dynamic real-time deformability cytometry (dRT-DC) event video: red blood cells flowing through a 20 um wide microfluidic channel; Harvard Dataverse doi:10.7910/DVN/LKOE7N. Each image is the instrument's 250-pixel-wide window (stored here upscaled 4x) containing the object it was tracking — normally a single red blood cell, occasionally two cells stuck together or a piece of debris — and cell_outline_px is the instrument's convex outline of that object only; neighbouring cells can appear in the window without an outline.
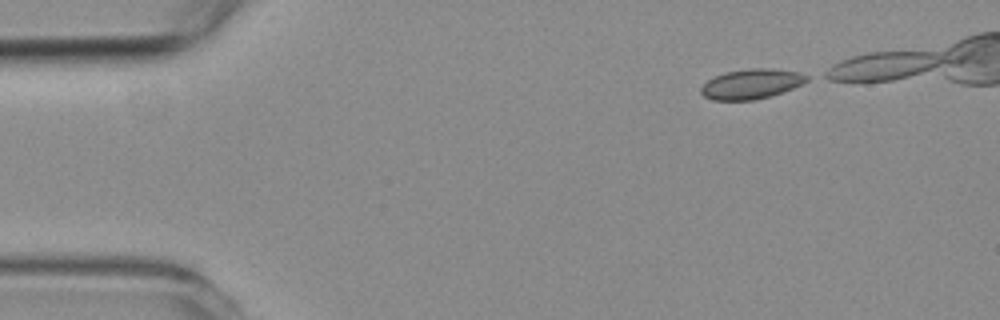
{"species": "common noctule bat (a hibernating species)", "species_latin": "Nyctalus noctula", "temperature_condition": "room temperature", "stored_images_in_passage": 17, "camera_frame_rate_fps": 3000, "um_per_image_px": 0.085, "animal": {"sex": "female", "body_mass_g": 19.3, "forearm_length_mm": 54.1}, "frame": {"image": 1, "passage_image": 1, "time_ms": 0.0, "image_size_px": [1000, 320], "cell_outline_px": [[808, 80], [792, 88], [768, 96], [752, 100], [712, 100], [704, 96], [700, 92], [700, 88], [708, 80], [724, 72], [752, 68], [772, 68], [800, 72], [808, 76]], "centroid_in_image_um": [63.84, 7.12], "position_along_channel_um": 21.2, "area_um2": 18.21}}
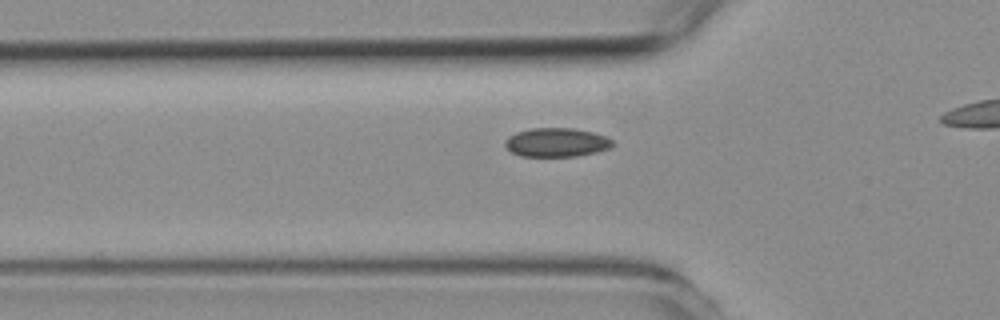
{"frame": {"image": 2, "passage_image": 12, "time_ms": 3.667, "image_size_px": [1000, 320], "cell_outline_px": [[612, 148], [596, 152], [576, 156], [520, 156], [512, 152], [504, 144], [508, 136], [516, 132], [532, 128], [572, 128], [592, 132], [604, 136], [612, 140]], "centroid_in_image_um": [47.29, 12.1], "position_along_channel_um": 78.5, "area_um2": 17.98}}
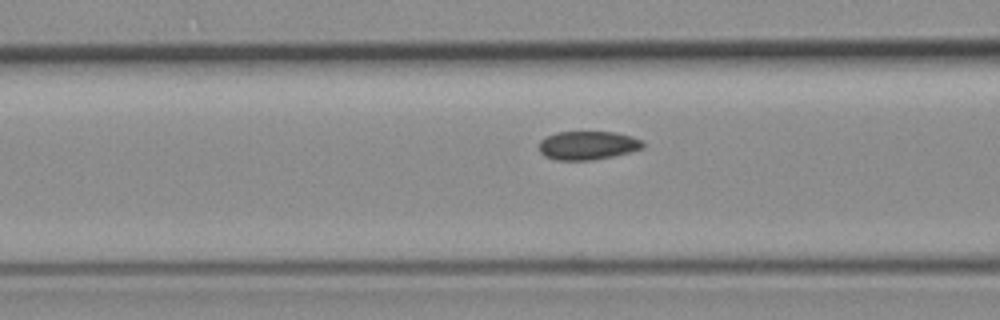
{"frame": {"image": 3, "passage_image": 15, "time_ms": 4.667, "image_size_px": [1000, 320], "cell_outline_px": [[644, 148], [612, 156], [592, 160], [556, 160], [544, 156], [540, 152], [540, 140], [556, 132], [616, 132], [632, 136], [640, 140], [644, 144]], "centroid_in_image_um": [49.95, 12.36], "position_along_channel_um": 116.7, "area_um2": 17.22}}